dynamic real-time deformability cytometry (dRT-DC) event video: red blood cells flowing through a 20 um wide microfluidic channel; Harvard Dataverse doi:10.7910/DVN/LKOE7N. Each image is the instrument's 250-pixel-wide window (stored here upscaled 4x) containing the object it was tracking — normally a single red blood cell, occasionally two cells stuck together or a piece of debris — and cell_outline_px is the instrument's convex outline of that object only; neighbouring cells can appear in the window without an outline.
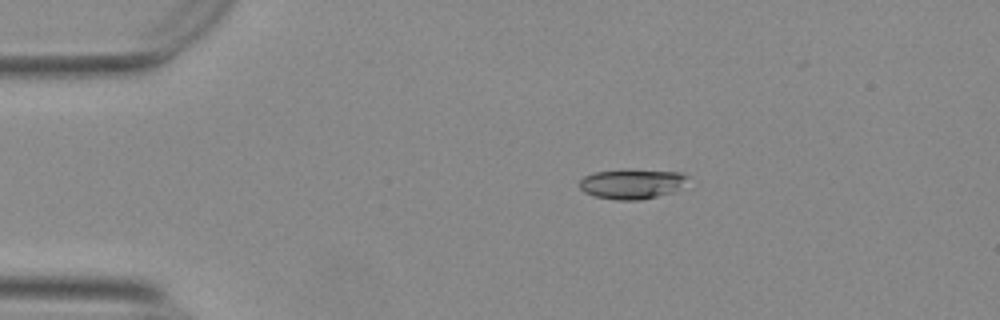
{"species": "Egyptian fruit bat (a non-hibernating species)", "species_latin": "Rousettus aegyptiacus", "temperature_condition": "warm", "stored_images_in_passage": 38, "camera_frame_rate_fps": 3000, "um_per_image_px": 0.085, "animal": {"sex": "female"}, "frame": {"image": 1, "passage_image": 1, "time_ms": 0.0, "image_size_px": [1000, 320], "cell_outline_px": [[688, 176], [676, 192], [640, 200], [616, 200], [596, 196], [584, 192], [580, 188], [580, 180], [584, 176], [592, 172], [624, 168], [632, 168], [680, 172]], "centroid_in_image_um": [53.69, 15.6], "position_along_channel_um": 31.3, "area_um2": 19.31}}
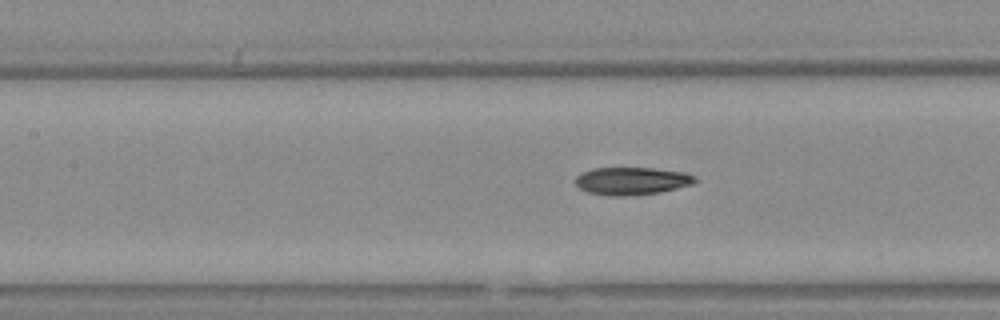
{"frame": {"image": 2, "passage_image": 15, "time_ms": 4.667, "image_size_px": [1000, 320], "cell_outline_px": [[696, 180], [692, 184], [660, 192], [624, 196], [612, 196], [588, 192], [580, 188], [576, 184], [576, 176], [592, 168], [652, 168], [684, 172], [696, 176]], "centroid_in_image_um": [53.7, 15.38], "position_along_channel_um": 153.7, "area_um2": 19.07}}
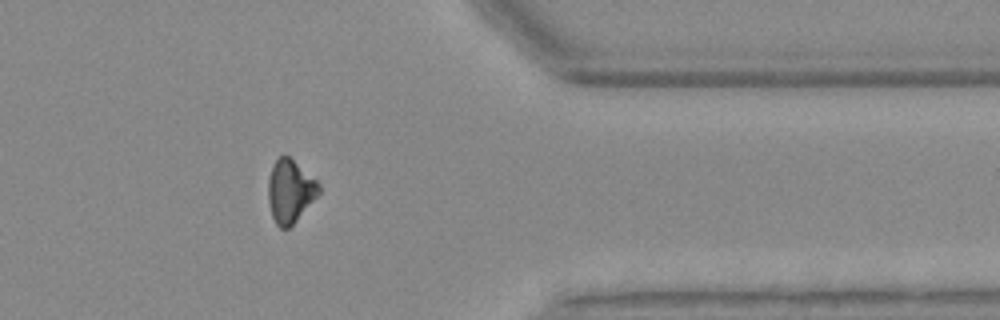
{"frame": {"image": 3, "passage_image": 35, "time_ms": 11.333, "image_size_px": [1000, 320], "cell_outline_px": [[320, 192], [296, 220], [288, 228], [280, 228], [276, 224], [272, 216], [268, 200], [268, 180], [272, 168], [276, 160], [284, 152], [316, 180], [320, 184]], "centroid_in_image_um": [24.64, 16.23], "position_along_channel_um": 386.8, "area_um2": 18.32}}